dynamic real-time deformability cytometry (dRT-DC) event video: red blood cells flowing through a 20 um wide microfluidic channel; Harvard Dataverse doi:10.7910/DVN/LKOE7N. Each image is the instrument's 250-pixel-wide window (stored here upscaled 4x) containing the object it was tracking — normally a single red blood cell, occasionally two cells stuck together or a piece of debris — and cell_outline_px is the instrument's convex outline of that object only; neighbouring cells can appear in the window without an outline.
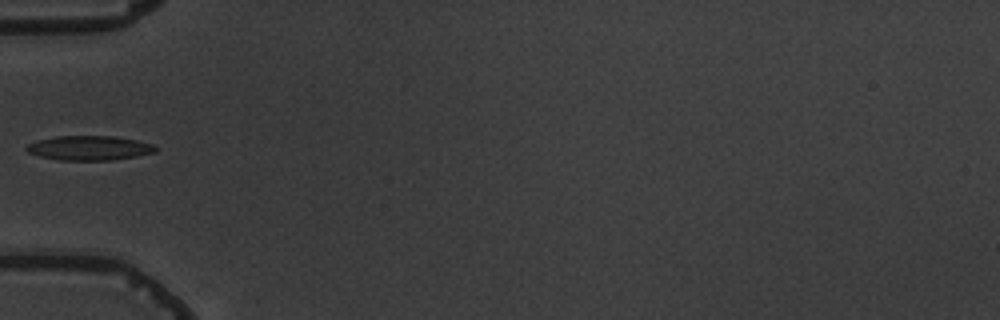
{"species": "common noctule bat (a hibernating species)", "species_latin": "Nyctalus noctula", "temperature_condition": "warm", "stored_images_in_passage": 3, "camera_frame_rate_fps": 3000, "um_per_image_px": 0.085, "animal": {"sex": "male", "body_mass_g": 19.5, "forearm_length_mm": 54.6}, "frame": {"image": 1, "passage_image": 2, "time_ms": 2.333, "image_size_px": [1000, 320], "cell_outline_px": [[156, 152], [136, 156], [112, 160], [60, 160], [40, 156], [28, 152], [24, 148], [28, 144], [36, 140], [56, 136], [112, 136], [136, 140], [152, 144], [156, 148]], "centroid_in_image_um": [7.56, 12.57], "position_along_channel_um": 77.4, "area_um2": 18.32}}